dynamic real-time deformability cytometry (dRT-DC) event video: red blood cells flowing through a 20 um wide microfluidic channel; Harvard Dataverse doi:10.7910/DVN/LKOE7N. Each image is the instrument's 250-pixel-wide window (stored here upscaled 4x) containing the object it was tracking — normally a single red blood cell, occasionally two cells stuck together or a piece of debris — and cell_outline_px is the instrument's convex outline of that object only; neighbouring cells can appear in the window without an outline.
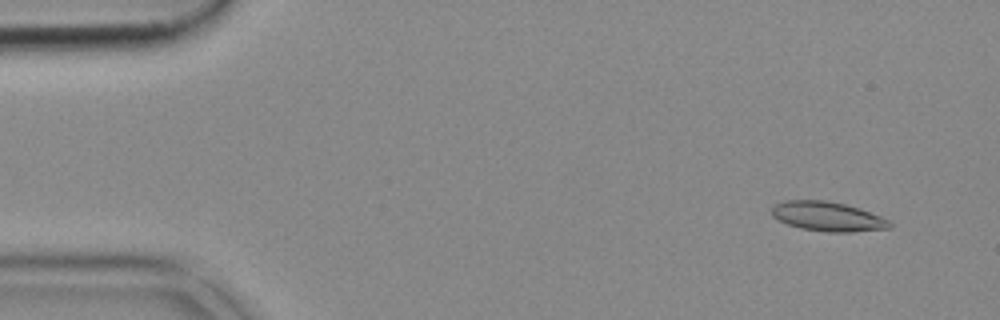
{"species": "common noctule bat (a hibernating species)", "species_latin": "Nyctalus noctula", "temperature_condition": "cold", "stored_images_in_passage": 52, "camera_frame_rate_fps": 3000, "um_per_image_px": 0.085, "animal": {"sex": "female", "body_mass_g": 18.4}, "frame": {"image": 1, "passage_image": 4, "time_ms": 1.0, "image_size_px": [1000, 320], "cell_outline_px": [[892, 228], [852, 232], [828, 232], [800, 228], [788, 224], [772, 216], [772, 208], [776, 204], [784, 200], [824, 200], [844, 204], [860, 208], [880, 216], [888, 220], [892, 224]], "centroid_in_image_um": [70.37, 18.4], "position_along_channel_um": 14.6, "area_um2": 20.17}}
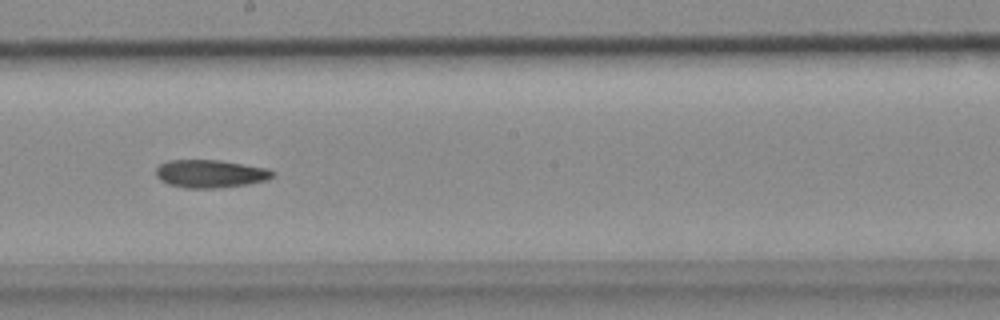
{"frame": {"image": 2, "passage_image": 29, "time_ms": 9.333, "image_size_px": [1000, 320], "cell_outline_px": [[276, 172], [268, 180], [248, 184], [216, 188], [188, 188], [168, 184], [160, 180], [156, 176], [156, 168], [160, 164], [168, 160], [220, 160], [268, 168]], "centroid_in_image_um": [17.89, 14.76], "position_along_channel_um": 230.3, "area_um2": 19.07}}
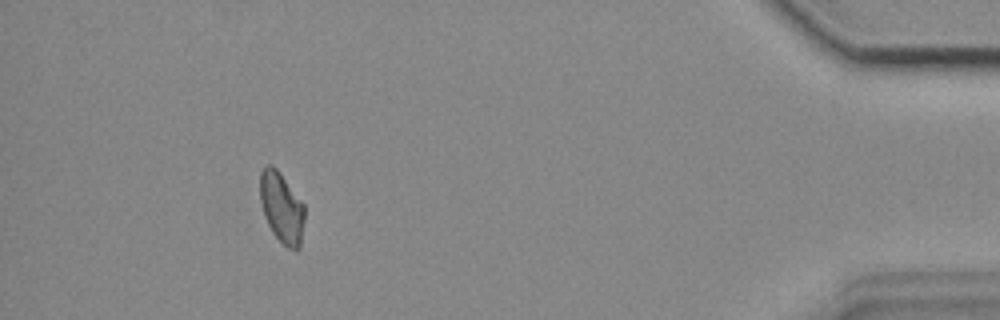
{"frame": {"image": 3, "passage_image": 48, "time_ms": 15.667, "image_size_px": [1000, 320], "cell_outline_px": [[304, 220], [300, 248], [296, 252], [288, 248], [272, 232], [264, 216], [260, 200], [260, 172], [268, 164], [272, 164], [280, 172], [304, 204]], "centroid_in_image_um": [23.94, 17.65], "position_along_channel_um": 411.3, "area_um2": 18.38}}